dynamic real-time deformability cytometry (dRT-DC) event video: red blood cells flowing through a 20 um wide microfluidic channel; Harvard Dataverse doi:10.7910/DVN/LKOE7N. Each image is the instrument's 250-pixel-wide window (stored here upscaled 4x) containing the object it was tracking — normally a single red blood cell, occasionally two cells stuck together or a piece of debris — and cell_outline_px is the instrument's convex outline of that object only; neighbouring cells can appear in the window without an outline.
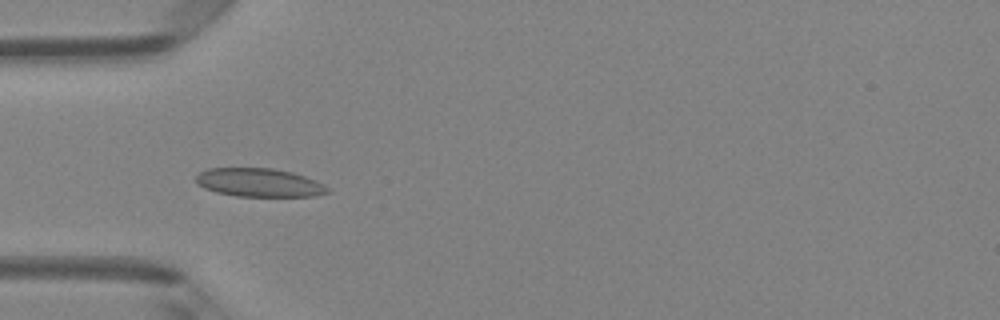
{"species": "Egyptian fruit bat (a non-hibernating species)", "species_latin": "Rousettus aegyptiacus", "temperature_condition": "room temperature", "stored_images_in_passage": 49, "camera_frame_rate_fps": 3000, "um_per_image_px": 0.085, "animal": {"sex": "female"}, "frame": {"image": 1, "passage_image": 15, "time_ms": 4.667, "image_size_px": [1000, 320], "cell_outline_px": [[328, 192], [312, 196], [236, 196], [216, 192], [204, 188], [196, 184], [196, 176], [200, 172], [208, 168], [272, 168], [292, 172], [304, 176], [324, 184], [328, 188]], "centroid_in_image_um": [21.99, 15.51], "position_along_channel_um": 63.0, "area_um2": 21.73}}
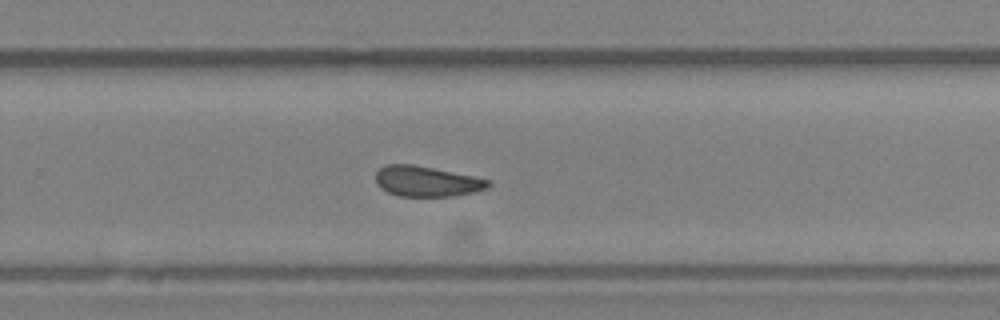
{"frame": {"image": 2, "passage_image": 32, "time_ms": 10.333, "image_size_px": [1000, 320], "cell_outline_px": [[492, 184], [488, 188], [472, 192], [452, 196], [400, 196], [388, 192], [380, 188], [376, 184], [376, 172], [384, 164], [412, 164], [472, 176], [488, 180]], "centroid_in_image_um": [36.22, 15.41], "position_along_channel_um": 293.6, "area_um2": 19.77}}
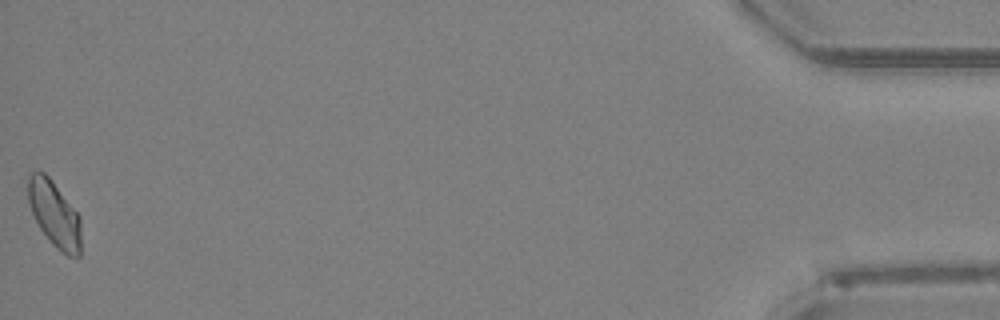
{"frame": {"image": 3, "passage_image": 49, "time_ms": 16.0, "image_size_px": [1000, 320], "cell_outline_px": [[80, 256], [68, 256], [60, 252], [52, 244], [40, 228], [32, 212], [28, 200], [28, 176], [32, 172], [44, 172], [52, 180], [80, 216]], "centroid_in_image_um": [4.63, 18.2], "position_along_channel_um": 430.6, "area_um2": 20.17}, "authors_computed_cell_mechanics": {"area_um2": 20.6346, "velocity_mm_per_s": 4.1048, "shape_relaxation_time_tau1_ms": null, "shape_relaxation_time_tau2_ms": 2.8351, "deformation_change_tau1": null, "deformation_change_tau2": 0.0593}}